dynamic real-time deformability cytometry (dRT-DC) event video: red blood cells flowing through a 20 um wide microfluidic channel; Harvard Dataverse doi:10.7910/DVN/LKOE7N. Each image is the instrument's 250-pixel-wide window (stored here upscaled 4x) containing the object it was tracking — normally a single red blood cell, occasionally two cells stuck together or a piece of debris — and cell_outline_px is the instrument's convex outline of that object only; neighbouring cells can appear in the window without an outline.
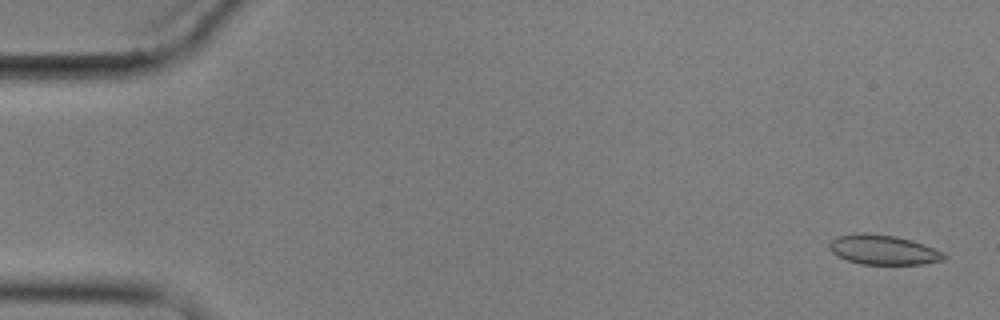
{"species": "common noctule bat (a hibernating species)", "species_latin": "Nyctalus noctula", "temperature_condition": "cold", "stored_images_in_passage": 6, "camera_frame_rate_fps": 3000, "um_per_image_px": 0.085, "animal": {"sex": "male", "body_mass_g": 17.9}, "frame": {"image": 1, "passage_image": 1, "time_ms": 0.0, "image_size_px": [1000, 320], "cell_outline_px": [[948, 256], [944, 260], [924, 264], [860, 264], [836, 256], [832, 252], [828, 244], [832, 240], [840, 236], [864, 232], [896, 236], [912, 240], [924, 244]], "centroid_in_image_um": [75.08, 21.24], "position_along_channel_um": 9.9, "area_um2": 19.71}}